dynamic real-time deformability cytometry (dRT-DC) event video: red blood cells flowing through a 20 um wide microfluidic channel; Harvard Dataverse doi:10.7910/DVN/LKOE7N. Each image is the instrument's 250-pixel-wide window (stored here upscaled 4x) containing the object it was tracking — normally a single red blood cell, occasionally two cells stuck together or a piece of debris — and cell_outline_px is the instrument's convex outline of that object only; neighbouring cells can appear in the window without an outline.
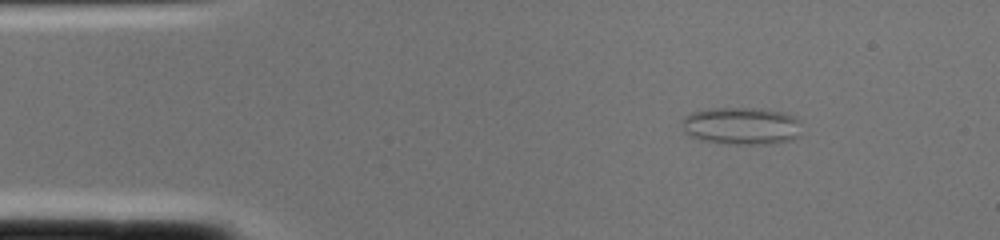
{"species": "common noctule bat (a hibernating species)", "species_latin": "Nyctalus noctula", "temperature_condition": "cold", "stored_images_in_passage": 1, "camera_frame_rate_fps": 3000, "um_per_image_px": 0.085, "animal": {"sex": "female", "body_mass_g": 22.0, "forearm_length_mm": 56.7}, "frame": {"image": 1, "passage_image": 1, "time_ms": 0.0, "image_size_px": [1000, 240], "cell_outline_px": [[800, 136], [792, 140], [768, 144], [724, 144], [700, 140], [684, 132], [680, 124], [684, 116], [692, 112], [712, 108], [760, 108], [784, 112], [796, 116], [800, 120]], "centroid_in_image_um": [63.04, 10.7], "position_along_channel_um": 22.0, "area_um2": 26.65}}